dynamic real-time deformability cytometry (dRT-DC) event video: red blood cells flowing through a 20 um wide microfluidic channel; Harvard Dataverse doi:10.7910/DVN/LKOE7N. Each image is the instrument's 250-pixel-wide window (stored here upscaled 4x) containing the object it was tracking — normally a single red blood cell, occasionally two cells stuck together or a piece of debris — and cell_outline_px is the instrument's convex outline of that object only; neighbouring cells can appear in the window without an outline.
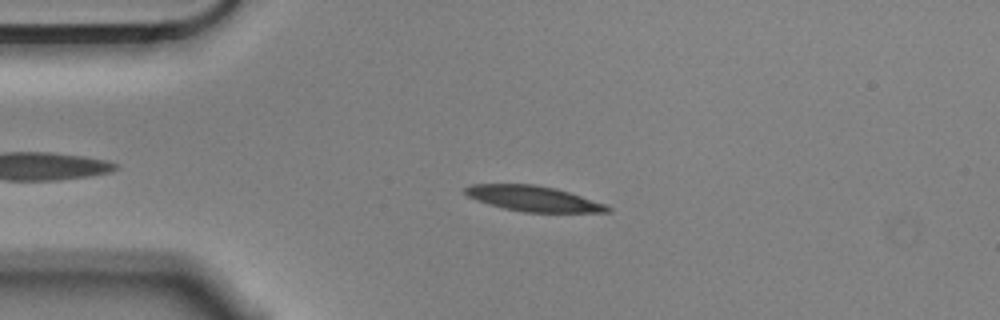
{"species": "Egyptian fruit bat (a non-hibernating species)", "species_latin": "Rousettus aegyptiacus", "temperature_condition": "cold", "stored_images_in_passage": 46, "camera_frame_rate_fps": 3000, "um_per_image_px": 0.085, "animal": {"sex": "male"}, "frame": {"image": 1, "passage_image": 13, "time_ms": 4.0, "image_size_px": [1000, 320], "cell_outline_px": [[612, 212], [524, 212], [504, 208], [488, 204], [476, 200], [468, 196], [464, 192], [464, 188], [472, 184], [532, 184], [556, 188], [608, 204], [612, 208]], "centroid_in_image_um": [45.38, 16.88], "position_along_channel_um": 39.6, "area_um2": 21.15}}
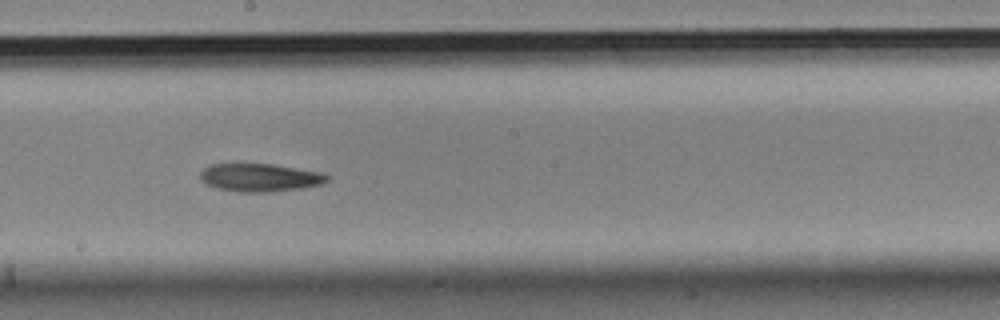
{"frame": {"image": 2, "passage_image": 31, "time_ms": 10.0, "image_size_px": [1000, 320], "cell_outline_px": [[328, 180], [320, 184], [300, 188], [272, 192], [240, 192], [216, 188], [204, 184], [200, 180], [200, 172], [204, 168], [212, 164], [272, 164], [320, 172], [328, 176]], "centroid_in_image_um": [22.03, 15.1], "position_along_channel_um": 226.2, "area_um2": 20.63}}
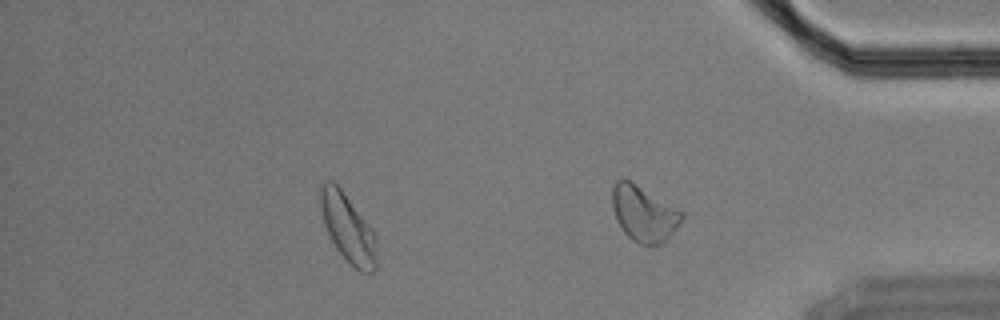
{"frame": {"image": 3, "passage_image": 45, "time_ms": 14.667, "image_size_px": [1000, 320], "cell_outline_px": [[376, 268], [372, 272], [360, 272], [336, 248], [324, 224], [320, 208], [320, 192], [324, 180], [332, 180], [340, 188], [372, 228], [376, 236]], "centroid_in_image_um": [29.58, 19.38], "position_along_channel_um": 405.6, "area_um2": 21.96}}